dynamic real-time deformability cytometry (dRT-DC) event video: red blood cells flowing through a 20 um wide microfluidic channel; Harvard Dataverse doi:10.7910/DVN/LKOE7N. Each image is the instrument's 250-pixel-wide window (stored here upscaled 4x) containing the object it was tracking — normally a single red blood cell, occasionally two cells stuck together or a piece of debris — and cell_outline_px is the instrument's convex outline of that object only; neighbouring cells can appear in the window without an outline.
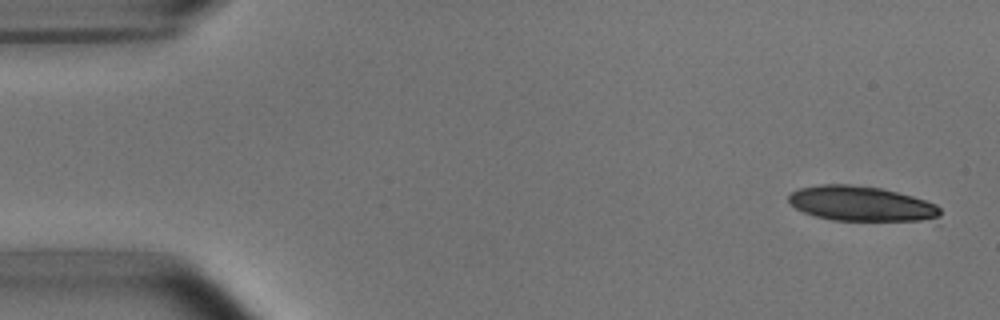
{"species": "common noctule bat (a hibernating species)", "species_latin": "Nyctalus noctula", "temperature_condition": "room temperature", "stored_images_in_passage": 6, "camera_frame_rate_fps": 3000, "um_per_image_px": 0.085, "animal": {"sex": "male", "body_mass_g": 15.6}, "frame": {"image": 1, "passage_image": 1, "time_ms": 0.0, "image_size_px": [1000, 320], "cell_outline_px": [[940, 216], [920, 220], [832, 220], [816, 216], [804, 212], [796, 208], [788, 200], [788, 196], [796, 188], [820, 184], [848, 184], [880, 188], [912, 196], [936, 204], [940, 208]], "centroid_in_image_um": [73.14, 17.29], "position_along_channel_um": 11.9, "area_um2": 30.46}}